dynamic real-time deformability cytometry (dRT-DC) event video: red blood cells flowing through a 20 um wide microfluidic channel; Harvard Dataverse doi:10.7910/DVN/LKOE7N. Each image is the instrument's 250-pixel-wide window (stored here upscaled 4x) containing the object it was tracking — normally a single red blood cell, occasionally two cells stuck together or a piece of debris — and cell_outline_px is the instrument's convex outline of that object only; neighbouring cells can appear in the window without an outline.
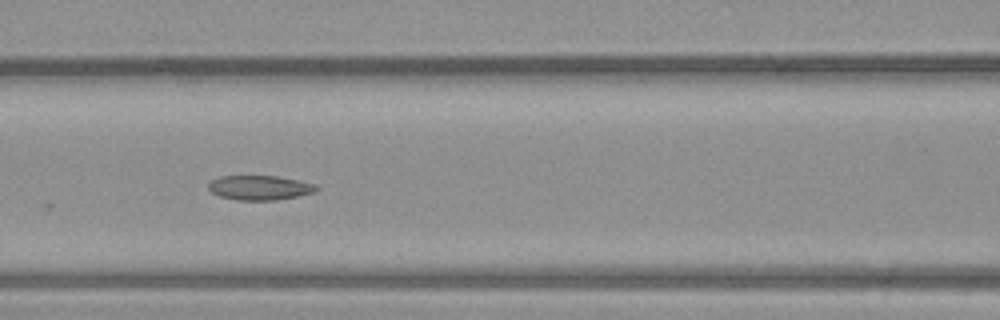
{"species": "common noctule bat (a hibernating species)", "species_latin": "Nyctalus noctula", "temperature_condition": "warm", "stored_images_in_passage": 30, "camera_frame_rate_fps": 3000, "um_per_image_px": 0.085, "animal": {"sex": "male", "body_mass_g": 23.1, "forearm_length_mm": 52.7}, "frame": {"image": 1, "passage_image": 7, "time_ms": 2.0, "image_size_px": [1000, 320], "cell_outline_px": [[320, 188], [316, 192], [296, 196], [272, 200], [240, 200], [220, 196], [212, 192], [208, 188], [208, 184], [212, 180], [220, 176], [276, 176], [316, 184]], "centroid_in_image_um": [22.09, 15.95], "position_along_channel_um": 144.5, "area_um2": 15.26}}
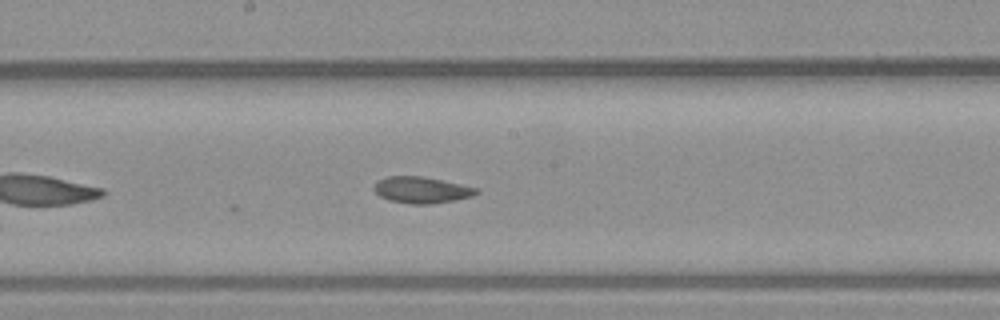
{"frame": {"image": 2, "passage_image": 11, "time_ms": 3.333, "image_size_px": [1000, 320], "cell_outline_px": [[480, 192], [472, 196], [456, 200], [432, 204], [412, 204], [388, 200], [380, 196], [372, 188], [380, 180], [388, 176], [420, 176], [460, 184], [476, 188]], "centroid_in_image_um": [35.83, 16.16], "position_along_channel_um": 212.4, "area_um2": 15.55}}
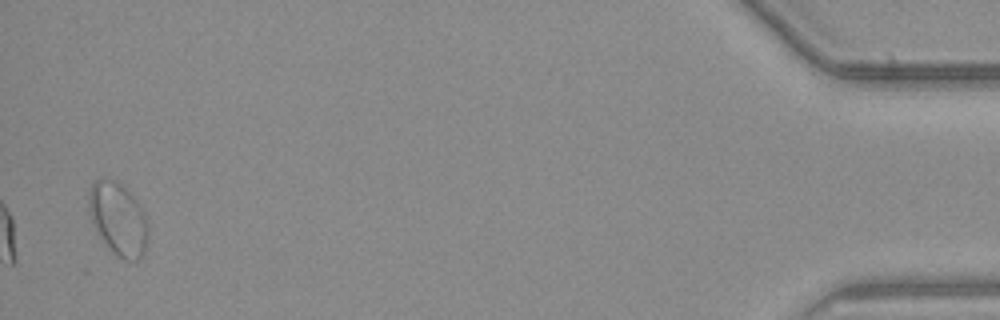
{"frame": {"image": 3, "passage_image": 29, "time_ms": 9.333, "image_size_px": [1000, 320], "cell_outline_px": [[148, 236], [144, 256], [136, 260], [124, 260], [112, 252], [96, 232], [92, 224], [88, 208], [88, 192], [92, 184], [96, 180], [116, 180], [136, 200], [144, 212], [148, 224]], "centroid_in_image_um": [10.04, 18.65], "position_along_channel_um": 425.2, "area_um2": 25.2}}